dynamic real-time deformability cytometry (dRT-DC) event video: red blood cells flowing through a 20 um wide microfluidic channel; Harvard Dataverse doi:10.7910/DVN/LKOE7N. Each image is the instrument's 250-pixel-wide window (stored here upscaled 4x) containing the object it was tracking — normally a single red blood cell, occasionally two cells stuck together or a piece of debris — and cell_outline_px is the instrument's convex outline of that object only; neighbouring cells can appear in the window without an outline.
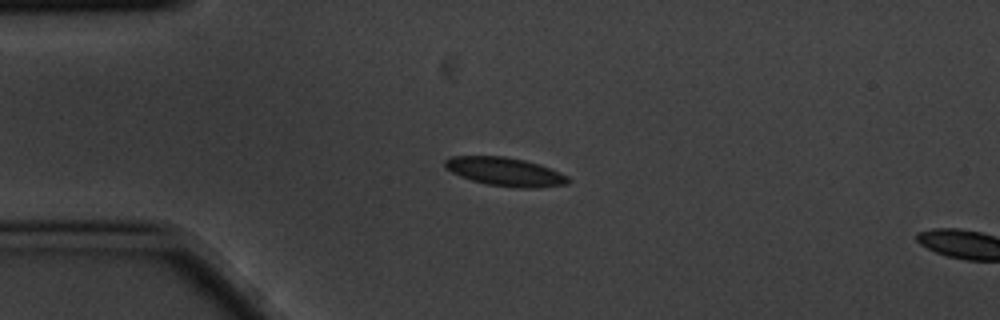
{"species": "common noctule bat (a hibernating species)", "species_latin": "Nyctalus noctula", "temperature_condition": "cold", "stored_images_in_passage": 3, "camera_frame_rate_fps": 3000, "um_per_image_px": 0.085, "animal": {"sex": "male", "body_mass_g": 20.1, "forearm_length_mm": 53.5}, "frame": {"image": 1, "passage_image": 2, "time_ms": 0.333, "image_size_px": [1000, 320], "cell_outline_px": [[572, 180], [568, 184], [536, 188], [520, 188], [488, 184], [472, 180], [460, 176], [444, 168], [444, 160], [452, 156], [504, 156], [524, 160], [540, 164], [560, 172], [568, 176]], "centroid_in_image_um": [42.96, 14.59], "position_along_channel_um": 42.0, "area_um2": 20.58}}